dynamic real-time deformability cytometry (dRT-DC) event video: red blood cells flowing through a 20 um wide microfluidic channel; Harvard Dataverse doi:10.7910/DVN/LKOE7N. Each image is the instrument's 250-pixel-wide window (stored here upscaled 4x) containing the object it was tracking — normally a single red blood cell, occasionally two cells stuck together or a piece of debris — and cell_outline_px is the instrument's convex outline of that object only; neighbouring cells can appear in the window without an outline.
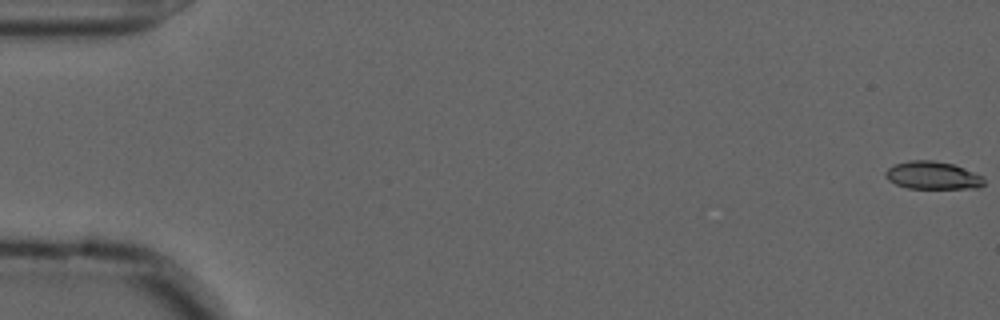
{"species": "common noctule bat (a hibernating species)", "species_latin": "Nyctalus noctula", "temperature_condition": "cold", "stored_images_in_passage": 53, "camera_frame_rate_fps": 3000, "um_per_image_px": 0.085, "animal": {"sex": "male", "forearm_length_mm": 52.5}, "frame": {"image": 1, "passage_image": 1, "time_ms": 0.0, "image_size_px": [1000, 320], "cell_outline_px": [[984, 184], [980, 188], [908, 188], [896, 184], [888, 180], [884, 176], [884, 172], [888, 168], [896, 164], [908, 160], [932, 160], [952, 164], [964, 168], [984, 176]], "centroid_in_image_um": [79.28, 14.91], "position_along_channel_um": 5.7, "area_um2": 16.01}}
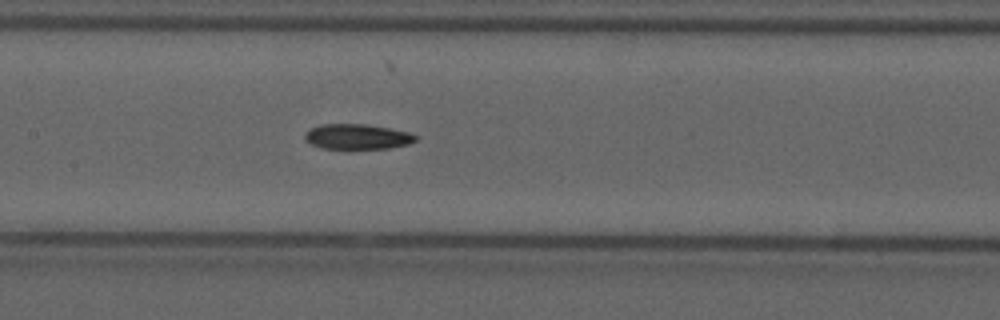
{"frame": {"image": 2, "passage_image": 28, "time_ms": 9.0, "image_size_px": [1000, 320], "cell_outline_px": [[416, 140], [408, 144], [388, 148], [320, 148], [304, 140], [304, 136], [312, 128], [320, 124], [368, 124], [408, 132], [416, 136]], "centroid_in_image_um": [30.35, 11.61], "position_along_channel_um": 177.1, "area_um2": 16.01}}
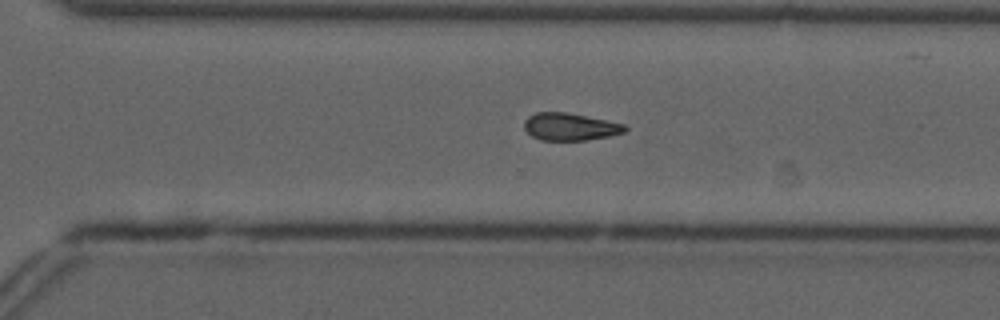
{"frame": {"image": 3, "passage_image": 40, "time_ms": 13.0, "image_size_px": [1000, 320], "cell_outline_px": [[628, 128], [624, 132], [612, 136], [584, 140], [540, 140], [532, 136], [524, 128], [524, 120], [528, 116], [536, 112], [568, 112], [628, 124]], "centroid_in_image_um": [48.5, 10.76], "position_along_channel_um": 322.1, "area_um2": 16.36}}